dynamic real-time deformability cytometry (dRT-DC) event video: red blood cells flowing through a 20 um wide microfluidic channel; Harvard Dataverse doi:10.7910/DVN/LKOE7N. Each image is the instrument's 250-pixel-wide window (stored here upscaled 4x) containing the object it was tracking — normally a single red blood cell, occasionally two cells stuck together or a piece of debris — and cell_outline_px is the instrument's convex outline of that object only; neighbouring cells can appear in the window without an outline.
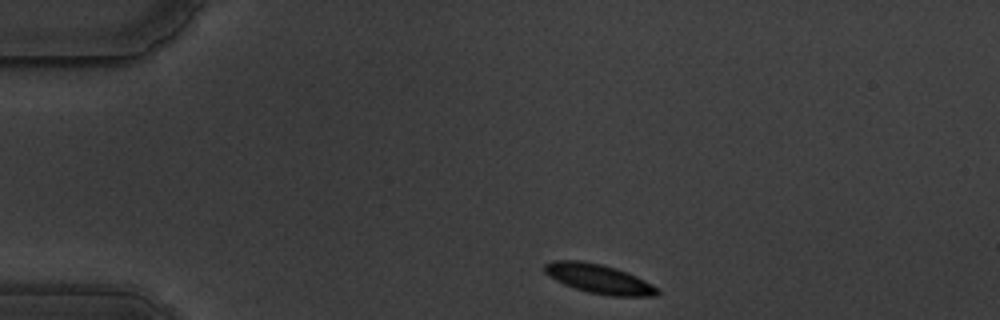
{"species": "common noctule bat (a hibernating species)", "species_latin": "Nyctalus noctula", "temperature_condition": "warm", "stored_images_in_passage": 48, "camera_frame_rate_fps": 3000, "um_per_image_px": 0.085, "animal": {"sex": "male", "body_mass_g": 19.5, "forearm_length_mm": 54.6}, "frame": {"image": 1, "passage_image": 1, "time_ms": 0.0, "image_size_px": [1000, 320], "cell_outline_px": [[660, 292], [656, 296], [608, 296], [588, 292], [564, 284], [548, 276], [544, 272], [544, 264], [552, 260], [580, 260], [600, 264], [616, 268], [628, 272], [660, 288]], "centroid_in_image_um": [50.92, 23.7], "position_along_channel_um": 34.1, "area_um2": 19.36}}
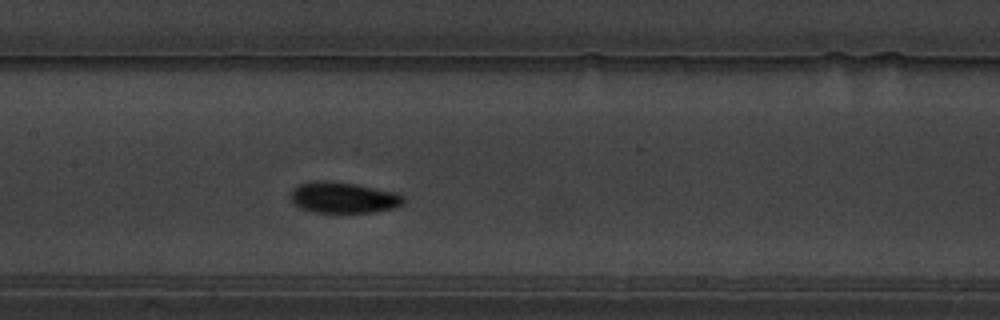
{"frame": {"image": 2, "passage_image": 18, "time_ms": 5.667, "image_size_px": [1000, 320], "cell_outline_px": [[404, 204], [396, 208], [376, 212], [316, 212], [300, 208], [292, 200], [292, 192], [296, 184], [308, 180], [324, 180], [356, 184], [396, 192], [404, 196]], "centroid_in_image_um": [29.21, 16.78], "position_along_channel_um": 178.2, "area_um2": 20.58}}
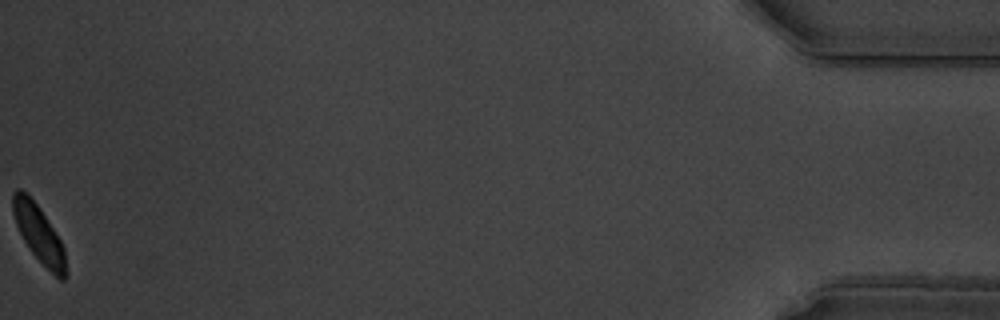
{"frame": {"image": 3, "passage_image": 48, "time_ms": 15.667, "image_size_px": [1000, 320], "cell_outline_px": [[68, 276], [64, 280], [60, 280], [32, 252], [24, 240], [16, 224], [12, 212], [12, 192], [16, 188], [20, 188], [28, 192], [40, 208], [60, 240], [64, 248]], "centroid_in_image_um": [3.3, 19.82], "position_along_channel_um": 431.9, "area_um2": 17.63}, "authors_computed_cell_mechanics": {"area_um2": 19.4497, "velocity_mm_per_s": 3.4614, "shape_relaxation_time_tau1_ms": 3.2572, "shape_relaxation_time_tau2_ms": null, "deformation_change_tau1": 0.1222, "deformation_change_tau2": null}}